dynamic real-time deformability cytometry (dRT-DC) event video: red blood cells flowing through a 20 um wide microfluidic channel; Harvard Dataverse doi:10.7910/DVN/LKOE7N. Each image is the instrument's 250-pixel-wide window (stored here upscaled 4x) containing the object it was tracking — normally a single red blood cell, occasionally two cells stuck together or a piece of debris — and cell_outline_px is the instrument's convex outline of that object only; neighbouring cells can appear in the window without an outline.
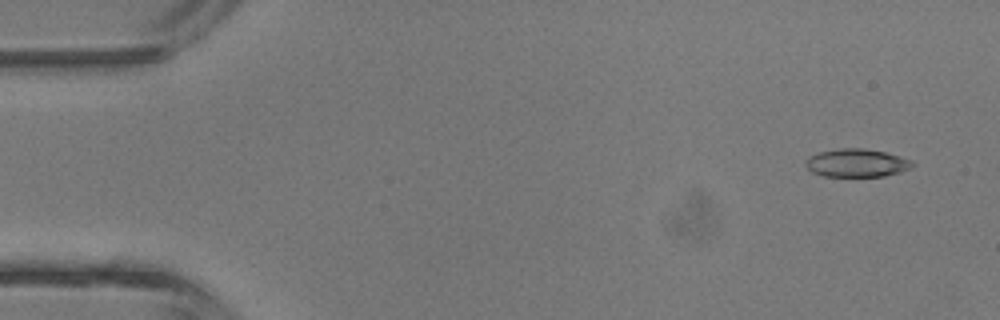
{"species": "common noctule bat (a hibernating species)", "species_latin": "Nyctalus noctula", "temperature_condition": "room temperature", "stored_images_in_passage": 4, "camera_frame_rate_fps": 3000, "um_per_image_px": 0.085, "animal": {"sex": "male", "body_mass_g": 13.3}, "frame": {"image": 1, "passage_image": 1, "time_ms": 0.0, "image_size_px": [1000, 320], "cell_outline_px": [[916, 164], [900, 172], [884, 176], [824, 176], [812, 172], [804, 164], [804, 160], [808, 156], [820, 152], [840, 148], [864, 148], [884, 152], [900, 156], [912, 160]], "centroid_in_image_um": [72.8, 13.84], "position_along_channel_um": 12.2, "area_um2": 17.51}}
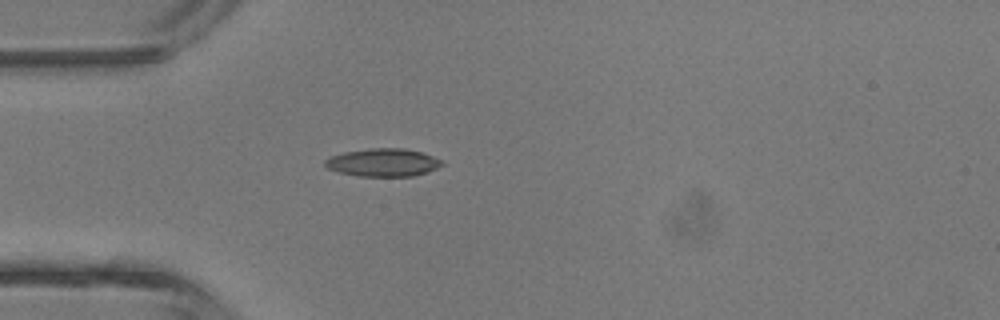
{"frame": {"image": 2, "passage_image": 4, "time_ms": 3.333, "image_size_px": [1000, 320], "cell_outline_px": [[444, 164], [428, 172], [412, 176], [356, 176], [340, 172], [328, 168], [324, 164], [324, 160], [332, 156], [344, 152], [372, 148], [404, 148], [420, 152], [444, 160]], "centroid_in_image_um": [32.58, 13.81], "position_along_channel_um": 52.4, "area_um2": 18.96}}